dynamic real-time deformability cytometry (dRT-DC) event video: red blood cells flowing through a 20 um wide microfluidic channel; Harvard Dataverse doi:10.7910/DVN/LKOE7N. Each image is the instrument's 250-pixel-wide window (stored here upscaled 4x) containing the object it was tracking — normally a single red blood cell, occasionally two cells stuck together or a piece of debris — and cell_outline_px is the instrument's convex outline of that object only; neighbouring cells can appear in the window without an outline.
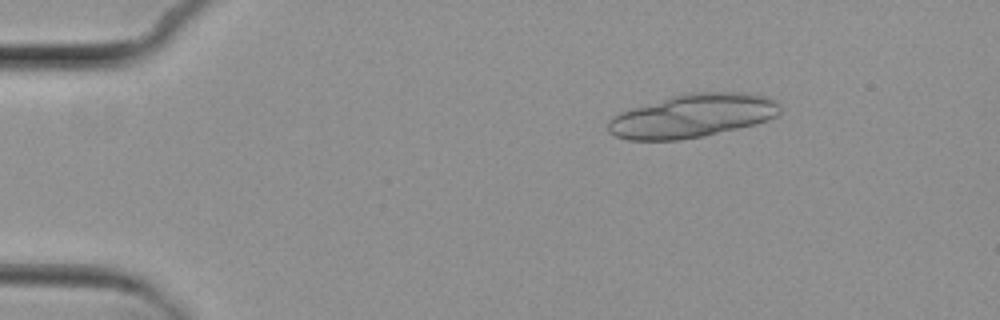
{"species": "common noctule bat (a hibernating species)", "species_latin": "Nyctalus noctula", "temperature_condition": "cold", "stored_images_in_passage": 8, "segment_of_instrument_passage": [1, 2], "camera_frame_rate_fps": 3000, "um_per_image_px": 0.085, "animal": {"sex": "female", "body_mass_g": 29.2, "forearm_length_mm": 56.3}, "frame": {"image": 1, "passage_image": 3, "time_ms": 2.333, "image_size_px": [1000, 320], "cell_outline_px": [[780, 112], [776, 116], [768, 120], [756, 124], [704, 136], [680, 140], [628, 140], [616, 136], [608, 132], [608, 120], [612, 116], [620, 112], [632, 108], [684, 92], [748, 92], [768, 96], [776, 100], [780, 104]], "centroid_in_image_um": [58.89, 9.84], "position_along_channel_um": 26.1, "area_um2": 43.93}}